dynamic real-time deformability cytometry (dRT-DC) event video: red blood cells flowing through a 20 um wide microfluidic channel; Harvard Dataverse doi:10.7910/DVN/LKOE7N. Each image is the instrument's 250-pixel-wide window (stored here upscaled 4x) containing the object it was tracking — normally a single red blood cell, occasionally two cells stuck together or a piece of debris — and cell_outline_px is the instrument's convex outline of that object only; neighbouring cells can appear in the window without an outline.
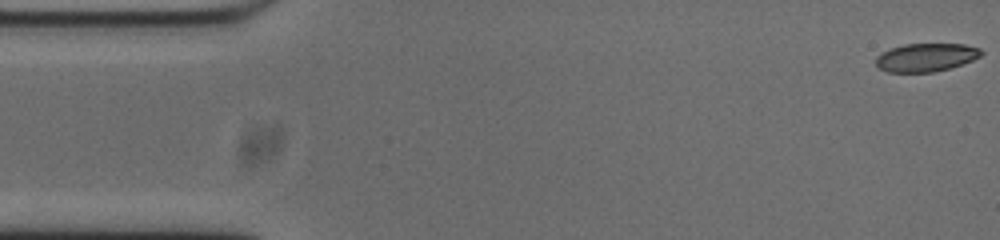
{"species": "common noctule bat (a hibernating species)", "species_latin": "Nyctalus noctula", "temperature_condition": "cold", "stored_images_in_passage": 54, "camera_frame_rate_fps": 3000, "um_per_image_px": 0.085, "animal": {"sex": "male", "body_mass_g": 20.0, "forearm_length_mm": 53.3}, "frame": {"image": 1, "passage_image": 1, "time_ms": 0.0, "image_size_px": [1000, 240], "cell_outline_px": [[984, 52], [980, 56], [972, 60], [948, 68], [932, 72], [888, 72], [880, 68], [876, 64], [876, 56], [892, 48], [904, 44], [964, 44], [980, 48]], "centroid_in_image_um": [78.72, 4.87], "position_along_channel_um": 6.3, "area_um2": 17.11}}
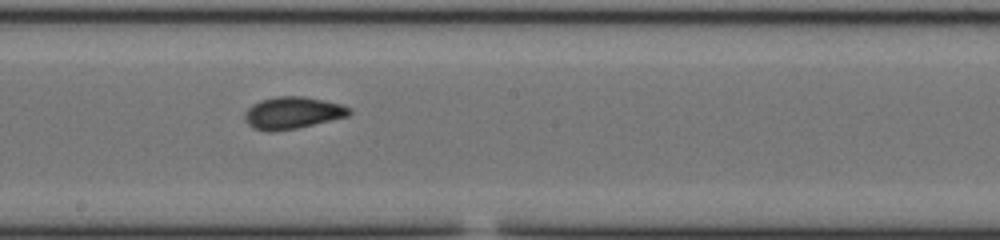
{"frame": {"image": 2, "passage_image": 28, "time_ms": 9.0, "image_size_px": [1000, 240], "cell_outline_px": [[352, 112], [348, 116], [296, 128], [268, 132], [252, 128], [244, 120], [244, 116], [248, 108], [252, 104], [260, 100], [276, 96], [304, 96], [344, 104], [352, 108]], "centroid_in_image_um": [24.87, 9.58], "position_along_channel_um": 223.3, "area_um2": 19.65}}
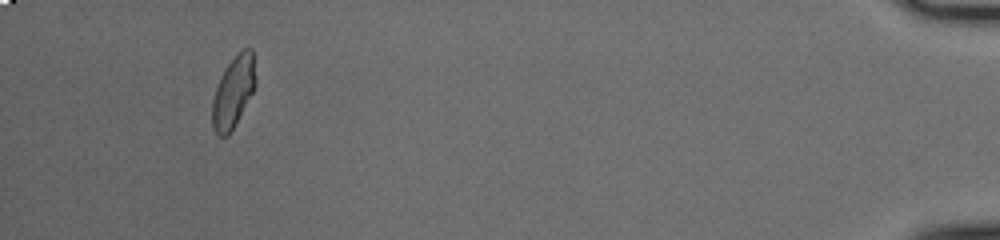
{"frame": {"image": 3, "passage_image": 50, "time_ms": 16.333, "image_size_px": [1000, 240], "cell_outline_px": [[256, 84], [252, 92], [228, 136], [220, 136], [212, 128], [212, 100], [216, 88], [228, 64], [240, 48], [252, 48], [256, 80]], "centroid_in_image_um": [19.83, 7.78], "position_along_channel_um": 415.4, "area_um2": 17.63}, "authors_computed_cell_mechanics": {"area_um2": 18.5538, "velocity_mm_per_s": 3.7426, "shape_relaxation_time_tau1_ms": 3.5209, "shape_relaxation_time_tau2_ms": 1.2694, "deformation_change_tau1": 0.137, "deformation_change_tau2": 0.0664}}